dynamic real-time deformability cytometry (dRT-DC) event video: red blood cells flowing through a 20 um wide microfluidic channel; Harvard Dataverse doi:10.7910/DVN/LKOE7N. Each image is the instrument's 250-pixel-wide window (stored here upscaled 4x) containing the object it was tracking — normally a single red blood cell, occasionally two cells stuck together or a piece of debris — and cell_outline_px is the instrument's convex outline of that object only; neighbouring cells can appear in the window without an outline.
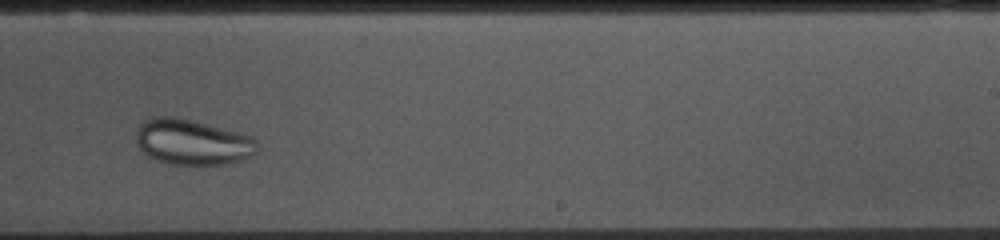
{"species": "common noctule bat (a hibernating species)", "species_latin": "Nyctalus noctula", "temperature_condition": "cold", "stored_images_in_passage": 35, "camera_frame_rate_fps": 3000, "um_per_image_px": 0.085, "animal": {"sex": "female", "body_mass_g": 10.0, "forearm_length_mm": 53.1}, "frame": {"image": 1, "passage_image": 25, "time_ms": 8.0, "image_size_px": [1000, 240], "cell_outline_px": [[256, 152], [252, 156], [244, 160], [228, 164], [168, 164], [156, 160], [148, 156], [136, 144], [136, 128], [144, 120], [156, 116], [176, 116], [192, 120], [236, 132], [248, 136], [256, 140]], "centroid_in_image_um": [16.3, 12.08], "position_along_channel_um": 272.7, "area_um2": 32.14}}
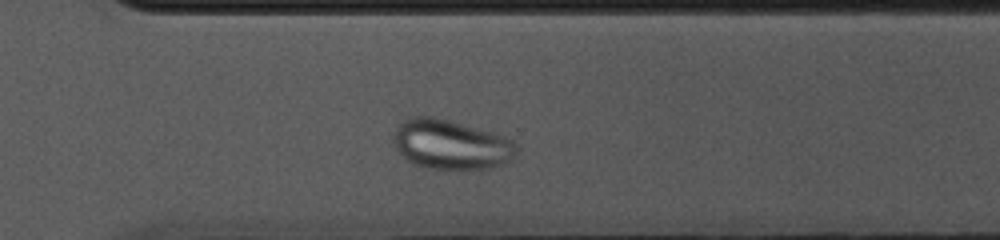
{"frame": {"image": 2, "passage_image": 30, "time_ms": 9.667, "image_size_px": [1000, 240], "cell_outline_px": [[516, 152], [512, 160], [504, 164], [488, 168], [428, 168], [404, 160], [396, 148], [392, 140], [392, 132], [404, 120], [412, 116], [436, 116], [492, 132], [504, 136], [512, 140], [516, 144]], "centroid_in_image_um": [38.29, 12.26], "position_along_channel_um": 332.3, "area_um2": 35.66}}